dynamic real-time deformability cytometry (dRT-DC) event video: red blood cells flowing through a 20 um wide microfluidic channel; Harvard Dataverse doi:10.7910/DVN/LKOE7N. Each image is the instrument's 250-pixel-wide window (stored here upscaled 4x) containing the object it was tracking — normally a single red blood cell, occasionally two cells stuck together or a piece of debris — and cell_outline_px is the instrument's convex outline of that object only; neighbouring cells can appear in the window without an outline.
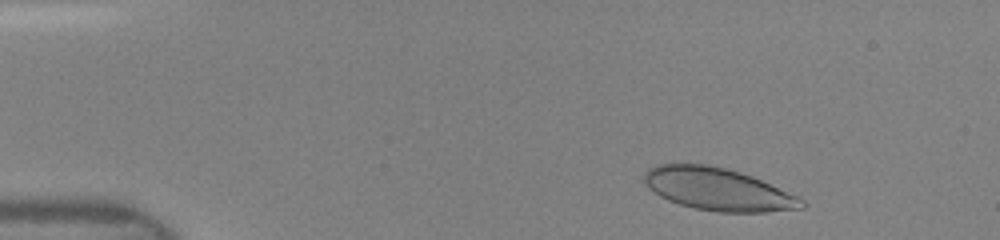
{"species": "human", "species_latin": "Homo sapiens", "temperature_condition": "room temperature", "stored_images_in_passage": 5, "camera_frame_rate_fps": 3000, "um_per_image_px": 0.085, "donor": {"sex": "female"}, "frame": {"image": 1, "passage_image": 2, "time_ms": 0.667, "image_size_px": [1000, 240], "cell_outline_px": [[808, 204], [804, 208], [764, 212], [716, 212], [696, 208], [680, 204], [668, 200], [660, 196], [648, 188], [644, 180], [644, 172], [648, 168], [656, 164], [708, 164], [740, 172], [752, 176], [800, 196]], "centroid_in_image_um": [61.06, 16.08], "position_along_channel_um": 23.9, "area_um2": 39.13}}